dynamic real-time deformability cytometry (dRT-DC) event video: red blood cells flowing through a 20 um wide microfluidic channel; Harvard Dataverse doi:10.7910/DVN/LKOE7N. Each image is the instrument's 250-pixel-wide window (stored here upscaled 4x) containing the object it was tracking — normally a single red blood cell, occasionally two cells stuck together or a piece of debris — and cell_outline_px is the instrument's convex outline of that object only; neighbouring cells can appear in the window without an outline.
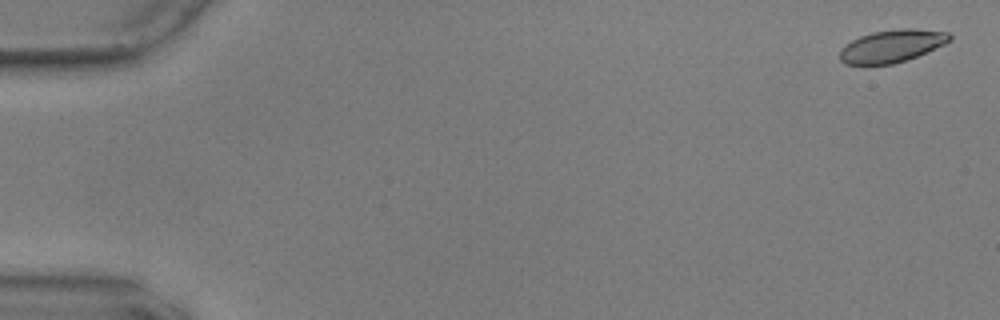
{"species": "common noctule bat (a hibernating species)", "species_latin": "Nyctalus noctula", "temperature_condition": "warm", "stored_images_in_passage": 8, "camera_frame_rate_fps": 3000, "um_per_image_px": 0.085, "animal": {"sex": "male", "body_mass_g": 17.9, "forearm_length_mm": 54.2}, "frame": {"image": 1, "passage_image": 2, "time_ms": 0.333, "image_size_px": [1000, 320], "cell_outline_px": [[952, 40], [944, 44], [916, 56], [892, 64], [844, 64], [840, 60], [840, 48], [844, 44], [860, 36], [872, 32], [900, 28], [912, 28], [948, 32], [952, 36]], "centroid_in_image_um": [75.79, 3.9], "position_along_channel_um": 9.2, "area_um2": 20.75}}